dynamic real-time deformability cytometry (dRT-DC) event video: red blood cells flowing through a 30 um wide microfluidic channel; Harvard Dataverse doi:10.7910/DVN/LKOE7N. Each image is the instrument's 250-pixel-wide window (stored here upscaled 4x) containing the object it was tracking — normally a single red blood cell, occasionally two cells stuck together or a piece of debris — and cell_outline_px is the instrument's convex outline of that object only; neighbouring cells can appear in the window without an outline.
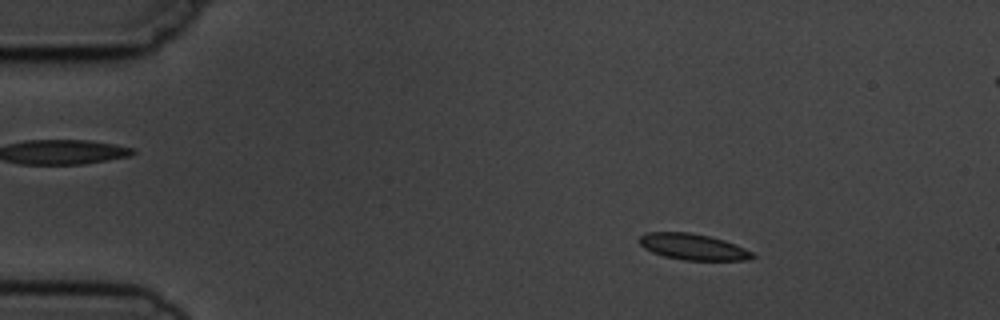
{"species": "common noctule bat (a hibernating species)", "species_latin": "Nyctalus noctula", "temperature_condition": "cold", "stored_images_in_passage": 5, "camera_frame_rate_fps": 3000, "um_per_image_px": 0.085, "animal": {"sex": "male", "body_mass_g": 19.5, "forearm_length_mm": 54.6}, "frame": {"image": 1, "passage_image": 2, "time_ms": 1.333, "image_size_px": [1000, 320], "cell_outline_px": [[756, 256], [752, 260], [684, 260], [664, 256], [652, 252], [644, 248], [640, 244], [640, 236], [648, 232], [688, 232], [708, 236], [724, 240], [744, 248], [752, 252]], "centroid_in_image_um": [58.92, 20.99], "position_along_channel_um": 26.1, "area_um2": 17.11}}